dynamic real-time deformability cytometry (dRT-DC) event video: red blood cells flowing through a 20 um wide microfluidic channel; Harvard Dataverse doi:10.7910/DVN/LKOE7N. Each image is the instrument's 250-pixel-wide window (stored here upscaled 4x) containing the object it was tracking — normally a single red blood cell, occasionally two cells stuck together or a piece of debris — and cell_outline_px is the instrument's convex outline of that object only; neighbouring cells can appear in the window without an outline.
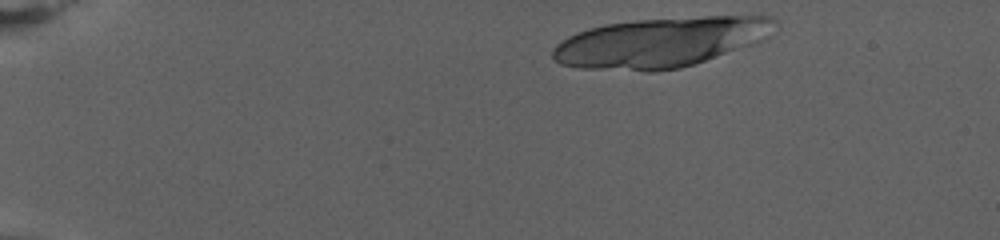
{"species": "human", "species_latin": "Homo sapiens", "temperature_condition": "warm", "stored_images_in_passage": 20, "camera_frame_rate_fps": 3000, "um_per_image_px": 0.085, "donor": {"sex": "female"}, "frame": {"image": 1, "passage_image": 2, "time_ms": 0.333, "image_size_px": [1000, 240], "cell_outline_px": [[776, 24], [768, 36], [756, 44], [680, 68], [656, 72], [648, 72], [580, 68], [560, 64], [552, 60], [552, 48], [556, 44], [568, 36], [576, 32], [588, 28], [604, 24], [636, 20], [704, 16], [772, 16], [776, 20]], "centroid_in_image_um": [56.12, 3.6], "position_along_channel_um": 28.9, "area_um2": 65.08}}